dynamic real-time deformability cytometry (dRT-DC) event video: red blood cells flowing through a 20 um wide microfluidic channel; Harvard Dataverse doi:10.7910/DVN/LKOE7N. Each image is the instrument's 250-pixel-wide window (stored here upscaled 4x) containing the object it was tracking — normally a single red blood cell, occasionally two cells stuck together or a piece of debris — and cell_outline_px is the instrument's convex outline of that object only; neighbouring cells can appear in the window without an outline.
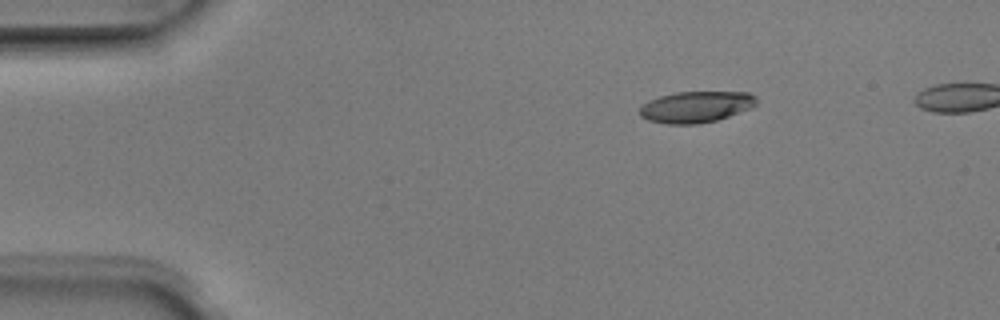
{"species": "Egyptian fruit bat (a non-hibernating species)", "species_latin": "Rousettus aegyptiacus", "temperature_condition": "room temperature", "stored_images_in_passage": 4, "camera_frame_rate_fps": 3000, "um_per_image_px": 0.085, "animal": {"sex": "male"}, "frame": {"image": 1, "passage_image": 1, "time_ms": 0.0, "image_size_px": [1000, 320], "cell_outline_px": [[756, 104], [752, 108], [716, 120], [696, 124], [664, 124], [648, 120], [640, 116], [640, 108], [648, 100], [660, 96], [676, 92], [748, 92], [756, 96]], "centroid_in_image_um": [59.15, 9.08], "position_along_channel_um": 25.8, "area_um2": 21.27}}